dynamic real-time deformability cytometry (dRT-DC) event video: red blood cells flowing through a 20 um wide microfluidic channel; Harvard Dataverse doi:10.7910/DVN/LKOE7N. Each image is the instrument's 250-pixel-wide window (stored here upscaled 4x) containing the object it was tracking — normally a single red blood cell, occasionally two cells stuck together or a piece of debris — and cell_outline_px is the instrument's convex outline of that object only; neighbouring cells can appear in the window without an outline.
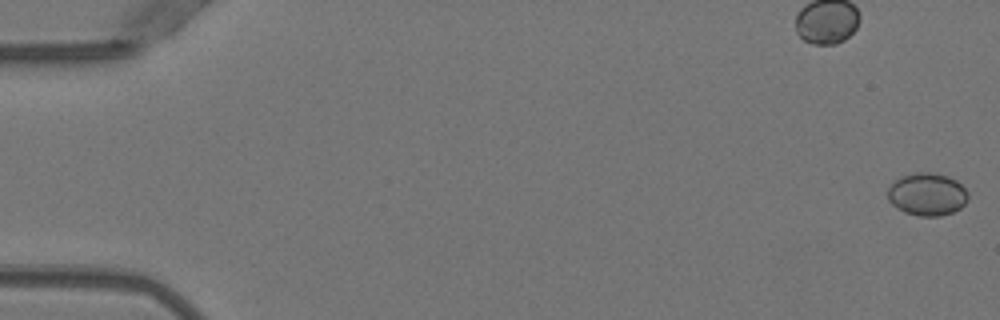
{"species": "Egyptian fruit bat (a non-hibernating species)", "species_latin": "Rousettus aegyptiacus", "temperature_condition": "warm", "stored_images_in_passage": 52, "camera_frame_rate_fps": 3000, "um_per_image_px": 0.085, "animal": {"sex": "female"}, "frame": {"image": 1, "passage_image": 1, "time_ms": 0.0, "image_size_px": [1000, 320], "cell_outline_px": [[968, 200], [960, 208], [952, 212], [940, 216], [920, 216], [904, 212], [896, 208], [888, 200], [888, 188], [900, 176], [916, 172], [936, 172], [948, 176], [956, 180], [968, 192]], "centroid_in_image_um": [78.81, 16.5], "position_along_channel_um": 6.2, "area_um2": 20.11}}
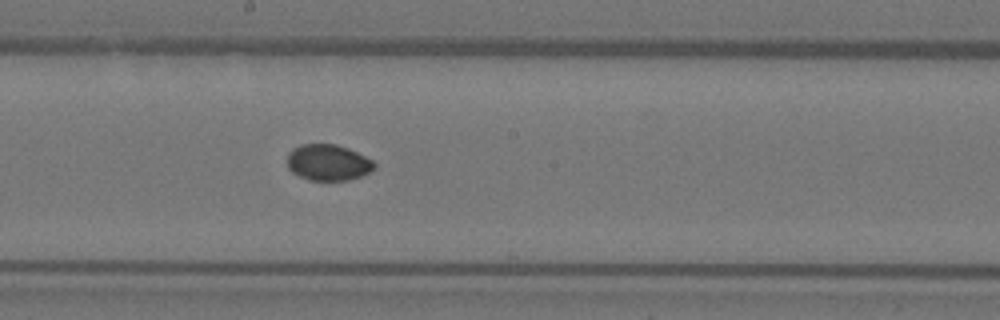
{"frame": {"image": 2, "passage_image": 29, "time_ms": 9.333, "image_size_px": [1000, 320], "cell_outline_px": [[376, 168], [360, 176], [348, 180], [308, 180], [292, 172], [288, 168], [288, 152], [292, 148], [300, 144], [336, 144], [348, 148], [372, 160], [376, 164]], "centroid_in_image_um": [27.87, 13.8], "position_along_channel_um": 220.3, "area_um2": 18.32}}
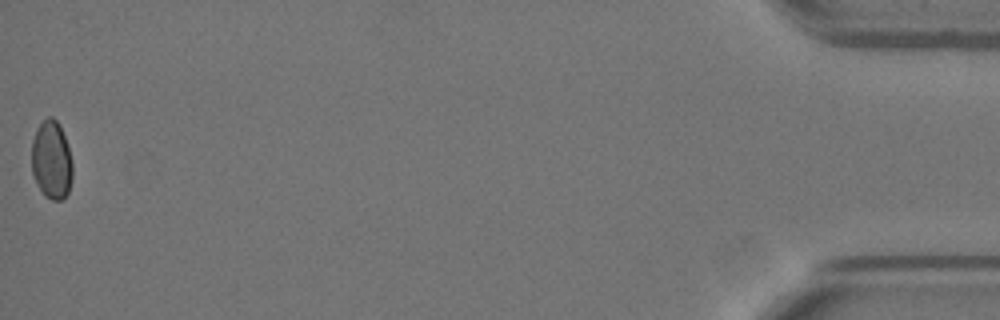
{"frame": {"image": 3, "passage_image": 52, "time_ms": 17.0, "image_size_px": [1000, 320], "cell_outline_px": [[72, 180], [68, 192], [60, 200], [52, 200], [44, 196], [36, 184], [32, 176], [32, 140], [36, 128], [48, 116], [52, 116], [60, 124], [72, 160]], "centroid_in_image_um": [4.37, 13.61], "position_along_channel_um": 430.8, "area_um2": 18.84}}